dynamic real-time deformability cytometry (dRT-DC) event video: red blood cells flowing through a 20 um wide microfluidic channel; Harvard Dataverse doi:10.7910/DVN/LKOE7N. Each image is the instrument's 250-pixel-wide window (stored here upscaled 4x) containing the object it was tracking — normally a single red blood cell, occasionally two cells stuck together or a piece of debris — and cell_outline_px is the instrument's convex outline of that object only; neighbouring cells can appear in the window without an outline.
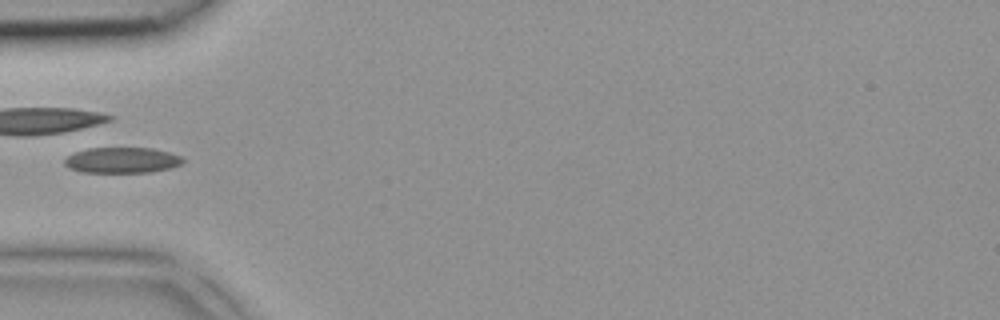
{"species": "common noctule bat (a hibernating species)", "species_latin": "Nyctalus noctula", "temperature_condition": "room temperature", "stored_images_in_passage": 4, "camera_frame_rate_fps": 3000, "um_per_image_px": 0.085, "animal": {"sex": "female", "body_mass_g": 18.4}, "frame": {"image": 1, "passage_image": 3, "time_ms": 0.667, "image_size_px": [1000, 320], "cell_outline_px": [[184, 164], [172, 168], [152, 172], [80, 172], [64, 164], [64, 160], [68, 156], [76, 152], [88, 148], [152, 148], [168, 152], [180, 156], [184, 160]], "centroid_in_image_um": [10.42, 13.62], "position_along_channel_um": 74.6, "area_um2": 17.69}}